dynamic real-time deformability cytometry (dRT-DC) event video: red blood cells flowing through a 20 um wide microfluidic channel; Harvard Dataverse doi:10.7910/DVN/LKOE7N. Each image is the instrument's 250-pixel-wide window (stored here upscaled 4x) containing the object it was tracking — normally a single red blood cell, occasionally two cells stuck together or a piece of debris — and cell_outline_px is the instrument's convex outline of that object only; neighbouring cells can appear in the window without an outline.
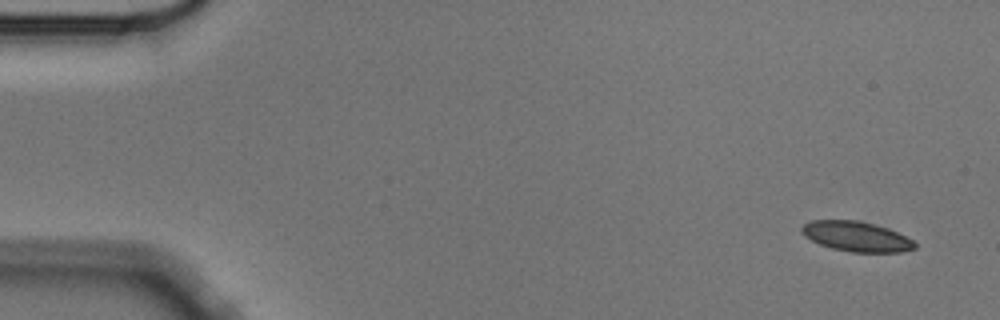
{"species": "Egyptian fruit bat (a non-hibernating species)", "species_latin": "Rousettus aegyptiacus", "temperature_condition": "cold", "stored_images_in_passage": 4, "camera_frame_rate_fps": 3000, "um_per_image_px": 0.085, "animal": {"sex": "male"}, "frame": {"image": 1, "passage_image": 1, "time_ms": 0.0, "image_size_px": [1000, 320], "cell_outline_px": [[916, 248], [900, 252], [852, 252], [832, 248], [820, 244], [804, 236], [800, 232], [800, 228], [804, 224], [812, 220], [856, 220], [888, 228], [912, 240], [916, 244]], "centroid_in_image_um": [72.76, 20.1], "position_along_channel_um": 12.2, "area_um2": 19.59}}
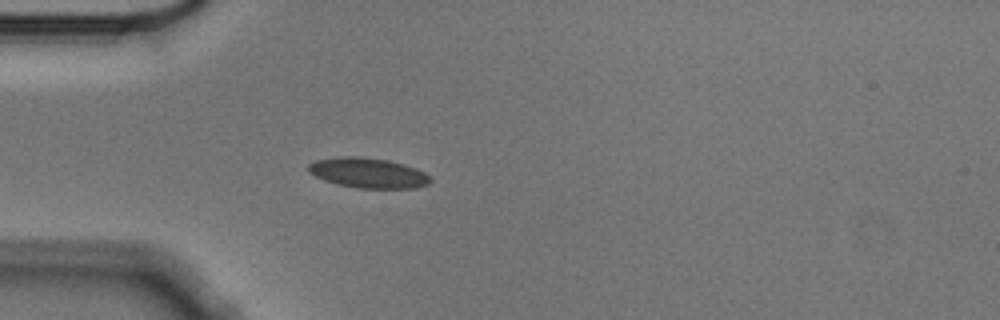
{"frame": {"image": 2, "passage_image": 4, "time_ms": 1.0, "image_size_px": [1000, 320], "cell_outline_px": [[432, 180], [428, 184], [416, 188], [356, 188], [336, 184], [324, 180], [308, 172], [308, 164], [316, 160], [340, 156], [356, 156], [388, 160], [404, 164], [416, 168], [432, 176]], "centroid_in_image_um": [31.31, 14.7], "position_along_channel_um": 53.7, "area_um2": 21.56}}